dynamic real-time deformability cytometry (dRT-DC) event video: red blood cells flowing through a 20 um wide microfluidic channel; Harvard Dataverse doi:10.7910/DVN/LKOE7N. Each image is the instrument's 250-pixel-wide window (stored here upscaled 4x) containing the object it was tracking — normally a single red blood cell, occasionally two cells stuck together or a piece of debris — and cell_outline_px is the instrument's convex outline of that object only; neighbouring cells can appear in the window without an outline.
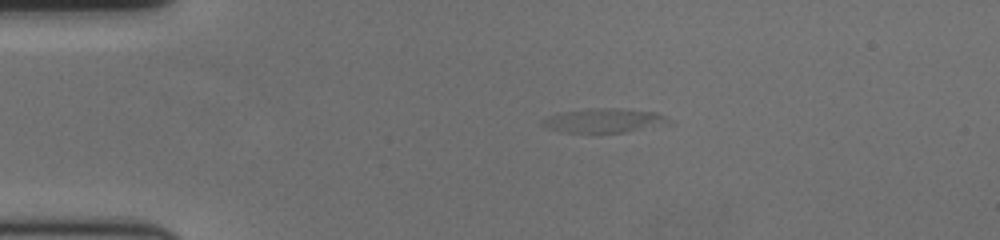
{"species": "human", "species_latin": "Homo sapiens", "temperature_condition": "cold", "stored_images_in_passage": 40, "camera_frame_rate_fps": 3000, "um_per_image_px": 0.085, "donor": {"sex": "female"}, "frame": {"image": 1, "passage_image": 1, "time_ms": 0.0, "image_size_px": [1000, 240], "cell_outline_px": [[672, 120], [624, 132], [560, 132], [548, 128], [540, 124], [540, 120], [548, 116], [564, 112], [600, 108], [616, 108], [656, 112]], "centroid_in_image_um": [51.2, 10.24], "position_along_channel_um": 33.8, "area_um2": 16.99}}
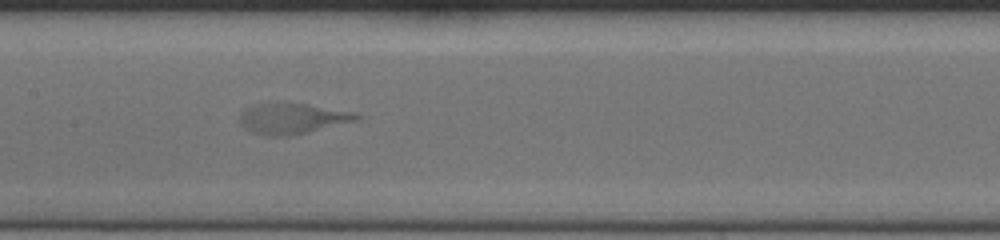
{"frame": {"image": 2, "passage_image": 18, "time_ms": 5.667, "image_size_px": [1000, 240], "cell_outline_px": [[360, 120], [308, 132], [288, 136], [268, 136], [252, 132], [244, 128], [240, 124], [240, 112], [252, 104], [308, 104], [352, 112], [360, 116]], "centroid_in_image_um": [24.83, 10.09], "position_along_channel_um": 182.6, "area_um2": 20.63}}
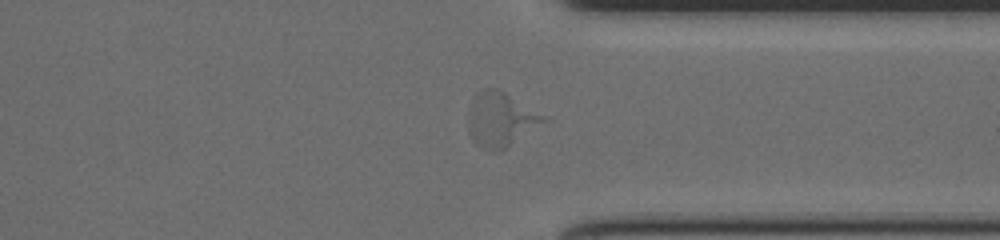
{"frame": {"image": 3, "passage_image": 34, "time_ms": 11.0, "image_size_px": [1000, 240], "cell_outline_px": [[552, 120], [508, 148], [496, 152], [492, 152], [476, 144], [472, 140], [468, 132], [468, 120], [472, 100], [484, 88], [500, 88]], "centroid_in_image_um": [42.63, 10.19], "position_along_channel_um": 368.8, "area_um2": 24.57}, "authors_computed_cell_mechanics": {"area_um2": 20.7213, "velocity_mm_per_s": 3.5077, "shape_relaxation_time_tau1_ms": 4.3828, "shape_relaxation_time_tau2_ms": null, "deformation_change_tau1": 0.3272, "deformation_change_tau2": null}}